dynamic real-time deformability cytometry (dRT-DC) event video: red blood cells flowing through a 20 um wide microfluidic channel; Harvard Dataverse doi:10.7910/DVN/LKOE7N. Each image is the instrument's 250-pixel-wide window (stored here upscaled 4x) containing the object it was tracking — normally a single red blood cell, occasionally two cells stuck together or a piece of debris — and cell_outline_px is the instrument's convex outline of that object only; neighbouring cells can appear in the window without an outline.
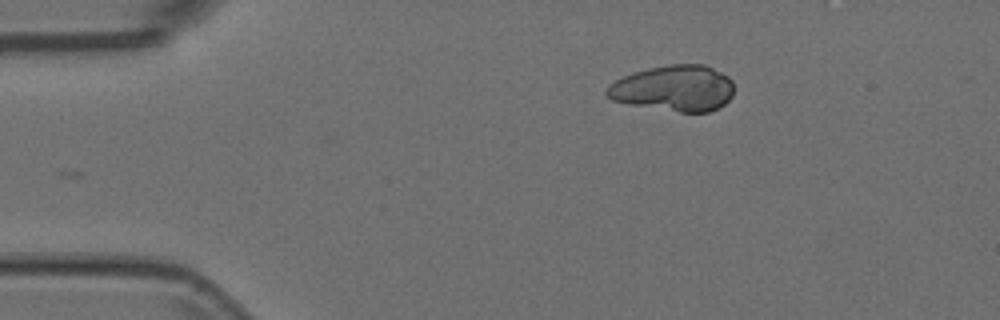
{"species": "Egyptian fruit bat (a non-hibernating species)", "species_latin": "Rousettus aegyptiacus", "temperature_condition": "room temperature", "stored_images_in_passage": 33, "segment_of_instrument_passage": [1, 2], "camera_frame_rate_fps": 3000, "um_per_image_px": 0.085, "animal": {"sex": "female"}, "frame": {"image": 1, "passage_image": 1, "time_ms": 0.0, "image_size_px": [1000, 320], "cell_outline_px": [[732, 96], [724, 104], [708, 112], [680, 112], [628, 104], [612, 100], [604, 92], [616, 80], [632, 72], [648, 68], [668, 64], [704, 64], [728, 76], [732, 80]], "centroid_in_image_um": [57.28, 7.5], "position_along_channel_um": 27.7, "area_um2": 33.93}}